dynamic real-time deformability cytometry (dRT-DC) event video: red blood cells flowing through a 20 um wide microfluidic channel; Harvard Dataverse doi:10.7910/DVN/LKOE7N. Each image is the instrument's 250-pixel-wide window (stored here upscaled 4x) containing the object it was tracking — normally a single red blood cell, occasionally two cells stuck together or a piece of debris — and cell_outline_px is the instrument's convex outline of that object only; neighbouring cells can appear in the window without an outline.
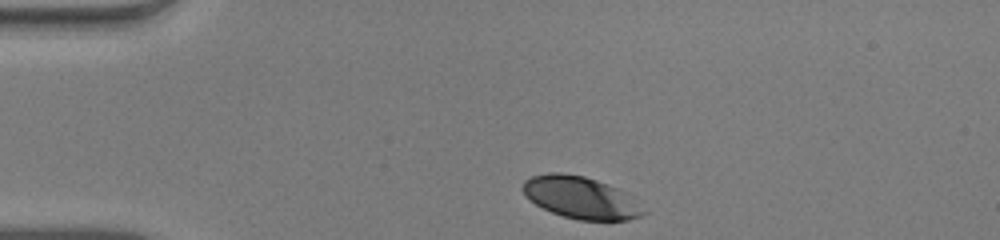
{"species": "human", "species_latin": "Homo sapiens", "temperature_condition": "warm", "stored_images_in_passage": 33, "camera_frame_rate_fps": 3000, "um_per_image_px": 0.085, "donor": {"sex": "male"}, "frame": {"image": 1, "passage_image": 1, "time_ms": 0.0, "image_size_px": [1000, 240], "cell_outline_px": [[648, 212], [640, 216], [628, 220], [580, 220], [564, 216], [552, 212], [536, 204], [524, 196], [520, 188], [524, 180], [532, 176], [548, 172], [560, 172], [584, 176], [608, 184], [616, 188]], "centroid_in_image_um": [49.28, 16.78], "position_along_channel_um": 35.7, "area_um2": 29.25}}
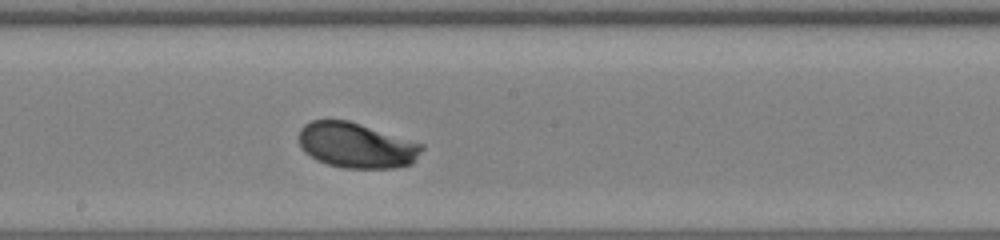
{"frame": {"image": 2, "passage_image": 19, "time_ms": 6.0, "image_size_px": [1000, 240], "cell_outline_px": [[424, 148], [412, 164], [396, 168], [344, 168], [328, 164], [316, 160], [304, 152], [300, 144], [300, 128], [304, 124], [312, 120], [348, 120], [424, 144]], "centroid_in_image_um": [30.31, 12.36], "position_along_channel_um": 217.9, "area_um2": 32.48}}
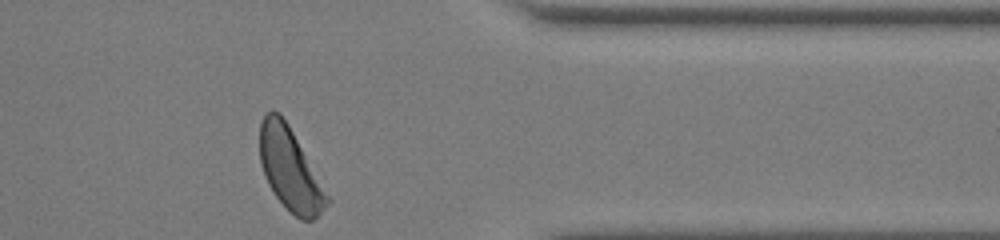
{"frame": {"image": 3, "passage_image": 33, "time_ms": 10.667, "image_size_px": [1000, 240], "cell_outline_px": [[332, 200], [312, 220], [300, 220], [276, 196], [268, 184], [264, 176], [260, 164], [260, 120], [268, 112], [280, 112], [288, 124]], "centroid_in_image_um": [24.65, 14.38], "position_along_channel_um": 386.7, "area_um2": 31.85}, "authors_computed_cell_mechanics": {"area_um2": 32.1946, "velocity_mm_per_s": 3.9089, "shape_relaxation_time_tau1_ms": 1.3118, "shape_relaxation_time_tau2_ms": null, "deformation_change_tau1": 0.112, "deformation_change_tau2": null}}